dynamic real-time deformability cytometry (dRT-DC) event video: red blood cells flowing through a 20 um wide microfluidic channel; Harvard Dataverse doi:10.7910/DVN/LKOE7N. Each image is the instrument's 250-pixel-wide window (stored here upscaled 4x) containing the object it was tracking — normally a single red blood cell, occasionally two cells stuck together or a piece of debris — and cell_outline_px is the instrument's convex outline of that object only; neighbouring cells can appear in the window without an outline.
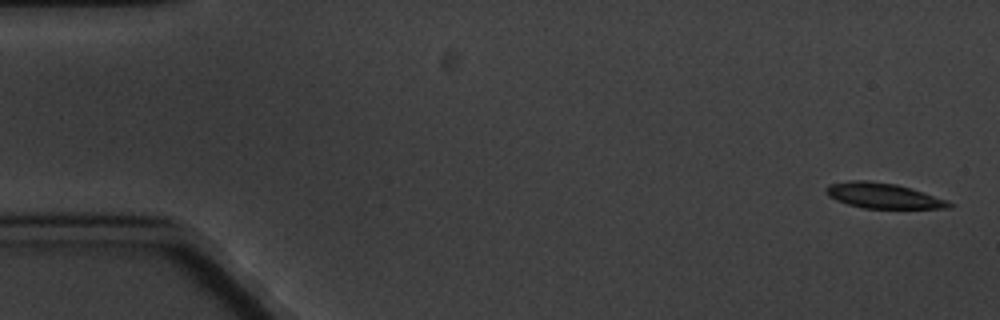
{"species": "common noctule bat (a hibernating species)", "species_latin": "Nyctalus noctula", "temperature_condition": "cold", "stored_images_in_passage": 10, "camera_frame_rate_fps": 3000, "um_per_image_px": 0.085, "animal": {"sex": "male", "body_mass_g": 20.1, "forearm_length_mm": 53.5}, "frame": {"image": 1, "passage_image": 1, "time_ms": 0.0, "image_size_px": [1000, 320], "cell_outline_px": [[956, 204], [952, 208], [864, 208], [848, 204], [836, 200], [828, 196], [824, 192], [824, 188], [828, 184], [848, 180], [868, 180], [896, 184]], "centroid_in_image_um": [74.97, 16.63], "position_along_channel_um": 10.0, "area_um2": 17.98}}
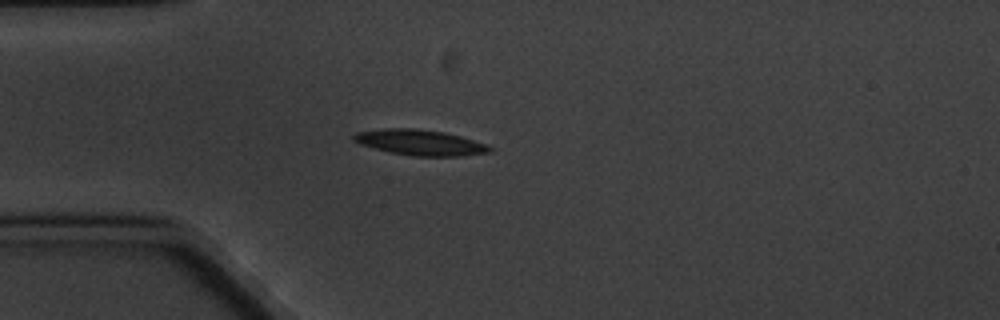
{"frame": {"image": 2, "passage_image": 5, "time_ms": 4.667, "image_size_px": [1000, 320], "cell_outline_px": [[492, 152], [464, 156], [416, 156], [392, 152], [360, 144], [352, 140], [352, 136], [356, 132], [388, 128], [416, 128], [444, 132], [460, 136], [488, 144], [492, 148]], "centroid_in_image_um": [35.75, 12.11], "position_along_channel_um": 49.2, "area_um2": 20.23}}